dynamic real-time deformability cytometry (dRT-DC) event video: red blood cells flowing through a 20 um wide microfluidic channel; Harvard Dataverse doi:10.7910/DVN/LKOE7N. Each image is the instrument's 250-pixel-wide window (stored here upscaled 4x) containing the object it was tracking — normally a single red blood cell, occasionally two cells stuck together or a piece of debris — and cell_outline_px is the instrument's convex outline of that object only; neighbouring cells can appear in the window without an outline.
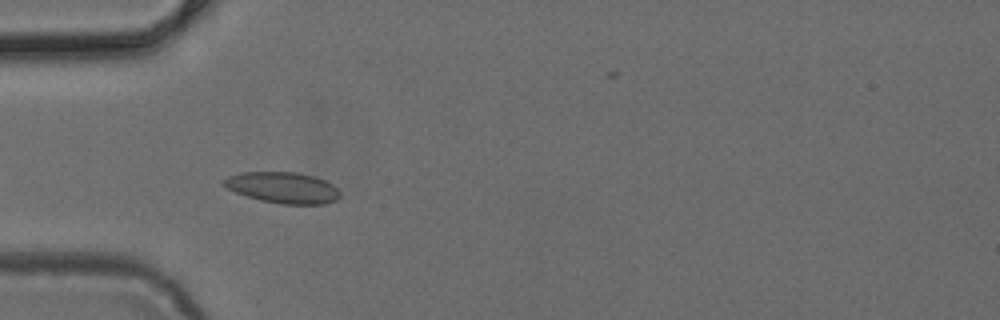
{"species": "common noctule bat (a hibernating species)", "species_latin": "Nyctalus noctula", "temperature_condition": "cold", "stored_images_in_passage": 5, "camera_frame_rate_fps": 3000, "um_per_image_px": 0.085, "animal": {"sex": "female", "body_mass_g": 24.6, "forearm_length_mm": 56.2}, "frame": {"image": 1, "passage_image": 4, "time_ms": 1.0, "image_size_px": [1000, 320], "cell_outline_px": [[340, 196], [336, 200], [324, 204], [280, 204], [260, 200], [236, 192], [220, 184], [220, 180], [228, 176], [240, 172], [296, 172], [312, 176], [324, 180], [332, 184], [340, 192]], "centroid_in_image_um": [24.01, 15.94], "position_along_channel_um": 61.0, "area_um2": 21.1}}
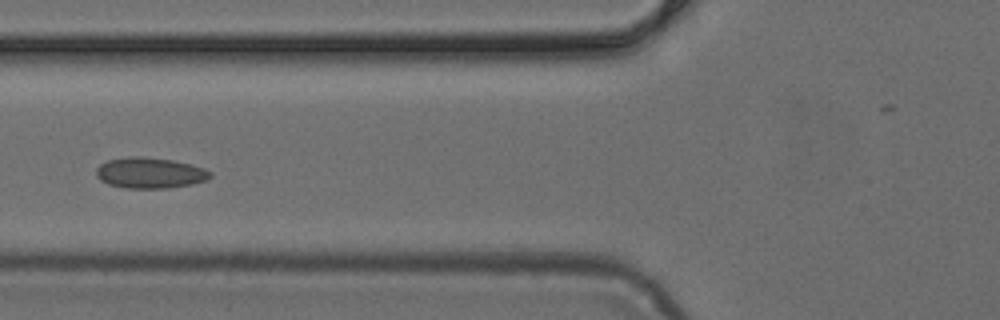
{"frame": {"image": 2, "passage_image": 5, "time_ms": 1.333, "image_size_px": [1000, 320], "cell_outline_px": [[212, 176], [208, 180], [192, 184], [168, 188], [124, 188], [108, 184], [100, 180], [96, 176], [96, 168], [100, 164], [108, 160], [128, 156], [144, 156], [172, 160], [192, 164], [204, 168], [212, 172]], "centroid_in_image_um": [12.75, 14.69], "position_along_channel_um": 113.0, "area_um2": 20.75}}